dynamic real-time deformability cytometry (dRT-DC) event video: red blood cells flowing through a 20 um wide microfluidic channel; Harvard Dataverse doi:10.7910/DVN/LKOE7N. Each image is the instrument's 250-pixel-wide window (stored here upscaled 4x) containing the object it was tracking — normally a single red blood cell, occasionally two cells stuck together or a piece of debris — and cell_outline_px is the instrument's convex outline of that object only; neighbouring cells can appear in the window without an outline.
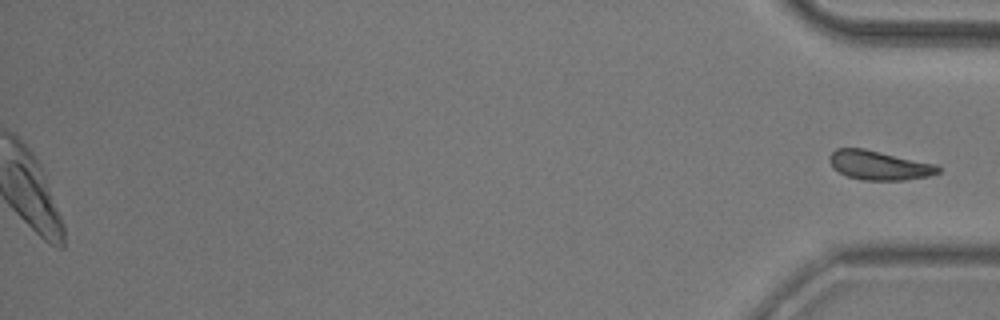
{"species": "common noctule bat (a hibernating species)", "species_latin": "Nyctalus noctula", "temperature_condition": "room temperature", "stored_images_in_passage": 40, "segment_of_instrument_passage": [2, 2], "camera_frame_rate_fps": 3000, "um_per_image_px": 0.085, "animal": {"sex": "male", "body_mass_g": 20.5, "forearm_length_mm": 52.5}, "frame": {"image": 1, "passage_image": 40, "time_ms": 13.0, "image_size_px": [1000, 320], "cell_outline_px": [[940, 172], [928, 176], [904, 180], [860, 180], [848, 176], [832, 168], [828, 160], [828, 156], [836, 148], [864, 148], [936, 164], [940, 168]], "centroid_in_image_um": [74.69, 14.04], "position_along_channel_um": 360.5, "area_um2": 18.55}}